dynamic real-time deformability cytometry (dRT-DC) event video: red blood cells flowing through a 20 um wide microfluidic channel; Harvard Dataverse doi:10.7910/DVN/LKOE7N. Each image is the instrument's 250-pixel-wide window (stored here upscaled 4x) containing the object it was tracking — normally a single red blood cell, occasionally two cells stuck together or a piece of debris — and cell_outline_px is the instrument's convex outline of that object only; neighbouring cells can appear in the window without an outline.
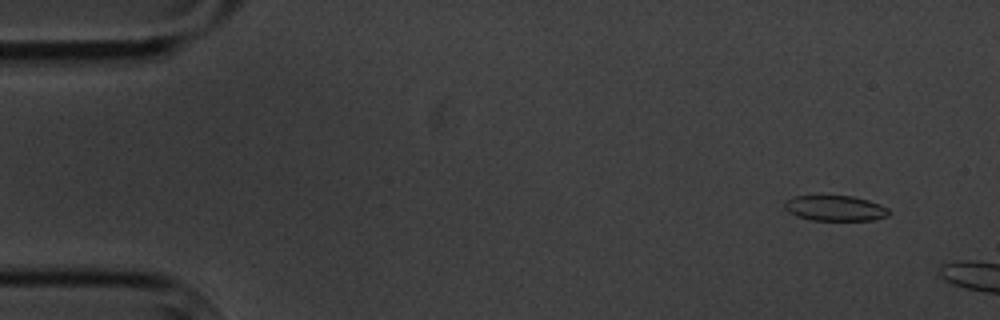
{"species": "common noctule bat (a hibernating species)", "species_latin": "Nyctalus noctula", "temperature_condition": "cold", "stored_images_in_passage": 6, "camera_frame_rate_fps": 3000, "um_per_image_px": 0.085, "animal": {"sex": "male", "body_mass_g": 20.1, "forearm_length_mm": 53.5}, "frame": {"image": 1, "passage_image": 2, "time_ms": 1.0, "image_size_px": [1000, 320], "cell_outline_px": [[888, 216], [872, 220], [812, 220], [796, 216], [788, 212], [784, 208], [784, 200], [792, 196], [852, 196], [868, 200], [880, 204], [888, 208]], "centroid_in_image_um": [70.94, 17.69], "position_along_channel_um": 14.1, "area_um2": 15.49}}